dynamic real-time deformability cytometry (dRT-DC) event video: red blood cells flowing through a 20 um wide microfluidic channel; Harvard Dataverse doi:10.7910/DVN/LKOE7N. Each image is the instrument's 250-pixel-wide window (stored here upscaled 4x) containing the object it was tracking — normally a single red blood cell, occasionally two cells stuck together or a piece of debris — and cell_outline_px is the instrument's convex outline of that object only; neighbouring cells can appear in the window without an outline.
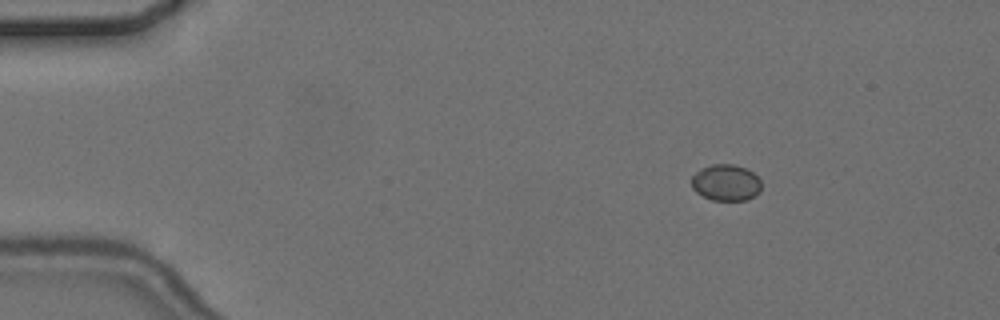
{"species": "common noctule bat (a hibernating species)", "species_latin": "Nyctalus noctula", "temperature_condition": "cold", "stored_images_in_passage": 8, "camera_frame_rate_fps": 3000, "um_per_image_px": 0.085, "animal": {"sex": "female", "body_mass_g": 24.6, "forearm_length_mm": 56.2}, "frame": {"image": 1, "passage_image": 1, "time_ms": 0.0, "image_size_px": [1000, 320], "cell_outline_px": [[760, 192], [756, 196], [748, 200], [712, 200], [696, 192], [692, 188], [692, 176], [700, 168], [712, 164], [736, 164], [748, 168], [760, 180]], "centroid_in_image_um": [61.72, 15.51], "position_along_channel_um": 23.3, "area_um2": 14.97}}
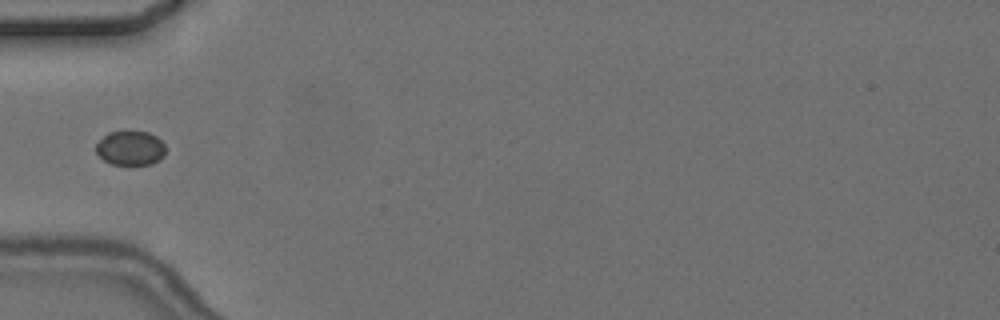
{"frame": {"image": 2, "passage_image": 3, "time_ms": 3.667, "image_size_px": [1000, 320], "cell_outline_px": [[164, 156], [160, 160], [152, 164], [112, 164], [104, 160], [96, 152], [96, 144], [108, 132], [148, 132], [156, 136], [164, 144]], "centroid_in_image_um": [11.09, 12.59], "position_along_channel_um": 73.9, "area_um2": 13.76}}
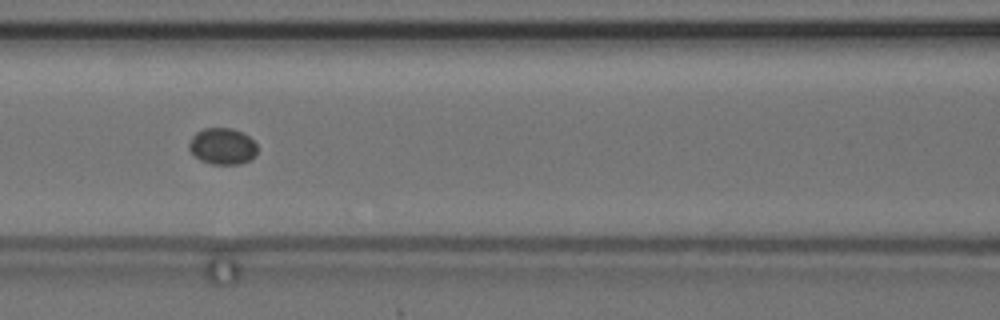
{"frame": {"image": 3, "passage_image": 5, "time_ms": 5.667, "image_size_px": [1000, 320], "cell_outline_px": [[256, 156], [240, 164], [212, 164], [200, 160], [188, 148], [188, 144], [192, 136], [196, 132], [204, 128], [232, 128], [248, 136], [256, 144]], "centroid_in_image_um": [18.89, 12.43], "position_along_channel_um": 147.7, "area_um2": 14.39}}